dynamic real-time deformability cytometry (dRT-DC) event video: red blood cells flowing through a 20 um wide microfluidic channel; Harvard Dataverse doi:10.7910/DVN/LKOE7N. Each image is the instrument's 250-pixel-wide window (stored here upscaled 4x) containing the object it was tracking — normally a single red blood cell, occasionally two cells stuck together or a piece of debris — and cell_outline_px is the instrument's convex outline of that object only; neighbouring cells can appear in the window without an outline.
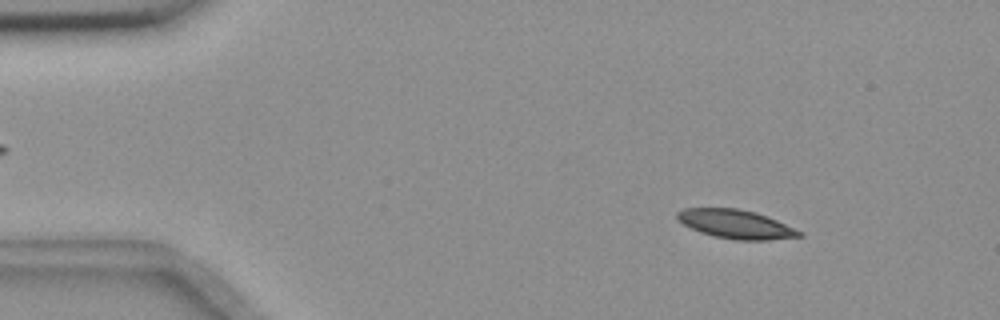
{"species": "common noctule bat (a hibernating species)", "species_latin": "Nyctalus noctula", "temperature_condition": "room temperature", "stored_images_in_passage": 52, "camera_frame_rate_fps": 3000, "um_per_image_px": 0.085, "animal": {"sex": "female", "body_mass_g": 18.4}, "frame": {"image": 1, "passage_image": 4, "time_ms": 1.0, "image_size_px": [1000, 320], "cell_outline_px": [[804, 236], [768, 240], [736, 240], [712, 236], [700, 232], [676, 220], [676, 212], [684, 208], [736, 208], [756, 212], [768, 216], [804, 232]], "centroid_in_image_um": [62.56, 19.05], "position_along_channel_um": 22.4, "area_um2": 20.69}}
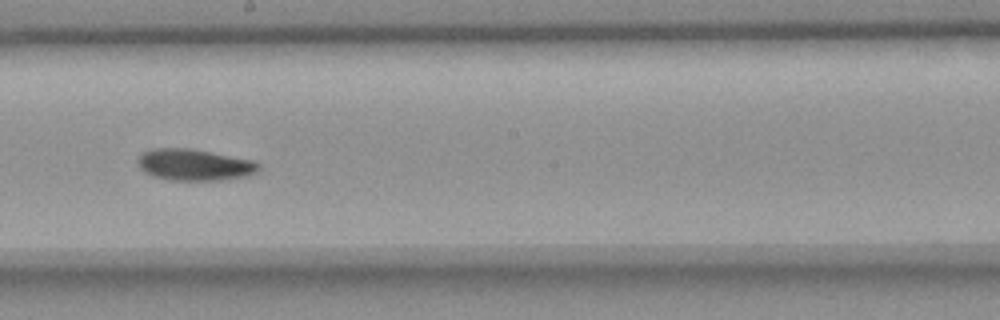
{"frame": {"image": 2, "passage_image": 28, "time_ms": 9.0, "image_size_px": [1000, 320], "cell_outline_px": [[260, 168], [256, 172], [248, 176], [220, 180], [168, 180], [152, 176], [144, 172], [140, 168], [136, 160], [144, 152], [152, 148], [188, 148], [212, 152], [256, 160], [260, 164]], "centroid_in_image_um": [16.54, 14.01], "position_along_channel_um": 231.7, "area_um2": 22.43}}
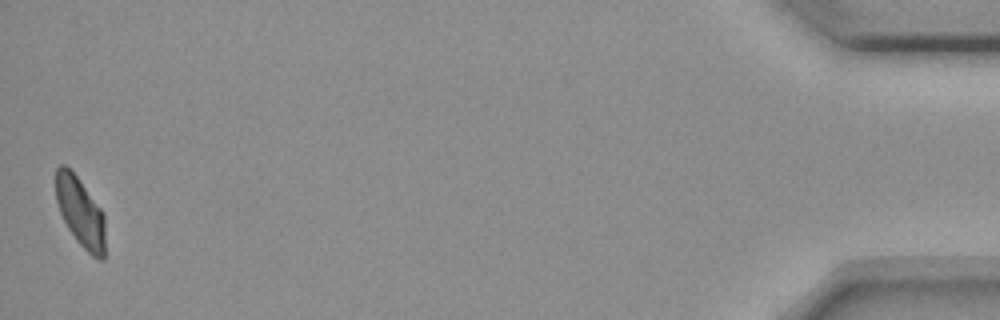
{"frame": {"image": 3, "passage_image": 52, "time_ms": 17.0, "image_size_px": [1000, 320], "cell_outline_px": [[104, 260], [100, 260], [92, 256], [76, 240], [68, 228], [60, 212], [56, 200], [56, 168], [60, 164], [64, 164], [76, 176], [100, 208], [104, 216]], "centroid_in_image_um": [6.82, 18.04], "position_along_channel_um": 428.4, "area_um2": 19.59}, "authors_computed_cell_mechanics": {"area_um2": 21.5305, "velocity_mm_per_s": 3.6151, "shape_relaxation_time_tau1_ms": 6.7026, "shape_relaxation_time_tau2_ms": null, "deformation_change_tau1": 0.1454, "deformation_change_tau2": null}}